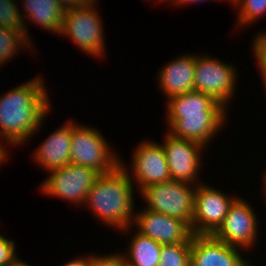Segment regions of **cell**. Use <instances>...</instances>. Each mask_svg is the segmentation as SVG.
Listing matches in <instances>:
<instances>
[{
	"instance_id": "277c9868",
	"label": "cell",
	"mask_w": 266,
	"mask_h": 266,
	"mask_svg": "<svg viewBox=\"0 0 266 266\" xmlns=\"http://www.w3.org/2000/svg\"><path fill=\"white\" fill-rule=\"evenodd\" d=\"M196 187L187 182L170 180L137 191L147 203L144 208L180 219L191 226Z\"/></svg>"
},
{
	"instance_id": "7402d4cb",
	"label": "cell",
	"mask_w": 266,
	"mask_h": 266,
	"mask_svg": "<svg viewBox=\"0 0 266 266\" xmlns=\"http://www.w3.org/2000/svg\"><path fill=\"white\" fill-rule=\"evenodd\" d=\"M231 4L239 9L235 24L241 28L249 27L266 15V0H232Z\"/></svg>"
},
{
	"instance_id": "ffe728a7",
	"label": "cell",
	"mask_w": 266,
	"mask_h": 266,
	"mask_svg": "<svg viewBox=\"0 0 266 266\" xmlns=\"http://www.w3.org/2000/svg\"><path fill=\"white\" fill-rule=\"evenodd\" d=\"M33 47V43H31L20 32L9 28L0 27V66L7 63L8 60L10 61L13 56L16 57L21 48V50L27 48L28 51L30 48V50L35 53Z\"/></svg>"
},
{
	"instance_id": "1f68e13d",
	"label": "cell",
	"mask_w": 266,
	"mask_h": 266,
	"mask_svg": "<svg viewBox=\"0 0 266 266\" xmlns=\"http://www.w3.org/2000/svg\"><path fill=\"white\" fill-rule=\"evenodd\" d=\"M263 180H264V183H263V184H264V186H263V188H264L263 190H264V191H262V192L264 193V195H265L264 197H265V199H266V173H264V178H263ZM265 202H266V201H265Z\"/></svg>"
},
{
	"instance_id": "d4e9b609",
	"label": "cell",
	"mask_w": 266,
	"mask_h": 266,
	"mask_svg": "<svg viewBox=\"0 0 266 266\" xmlns=\"http://www.w3.org/2000/svg\"><path fill=\"white\" fill-rule=\"evenodd\" d=\"M15 248L13 240L0 234V266H10L19 259Z\"/></svg>"
},
{
	"instance_id": "4dcf8cb0",
	"label": "cell",
	"mask_w": 266,
	"mask_h": 266,
	"mask_svg": "<svg viewBox=\"0 0 266 266\" xmlns=\"http://www.w3.org/2000/svg\"><path fill=\"white\" fill-rule=\"evenodd\" d=\"M10 266H31L29 263L27 264L26 261L20 260V258L12 265Z\"/></svg>"
},
{
	"instance_id": "4316f807",
	"label": "cell",
	"mask_w": 266,
	"mask_h": 266,
	"mask_svg": "<svg viewBox=\"0 0 266 266\" xmlns=\"http://www.w3.org/2000/svg\"><path fill=\"white\" fill-rule=\"evenodd\" d=\"M61 266H92V254L75 257Z\"/></svg>"
},
{
	"instance_id": "7c38bea8",
	"label": "cell",
	"mask_w": 266,
	"mask_h": 266,
	"mask_svg": "<svg viewBox=\"0 0 266 266\" xmlns=\"http://www.w3.org/2000/svg\"><path fill=\"white\" fill-rule=\"evenodd\" d=\"M132 225L162 245L192 242L194 235L188 223L146 208L135 212Z\"/></svg>"
},
{
	"instance_id": "83f0119b",
	"label": "cell",
	"mask_w": 266,
	"mask_h": 266,
	"mask_svg": "<svg viewBox=\"0 0 266 266\" xmlns=\"http://www.w3.org/2000/svg\"><path fill=\"white\" fill-rule=\"evenodd\" d=\"M60 6L64 9H73L77 7H82L84 4L88 2L86 0H58Z\"/></svg>"
},
{
	"instance_id": "5bb4252c",
	"label": "cell",
	"mask_w": 266,
	"mask_h": 266,
	"mask_svg": "<svg viewBox=\"0 0 266 266\" xmlns=\"http://www.w3.org/2000/svg\"><path fill=\"white\" fill-rule=\"evenodd\" d=\"M227 113L184 114L168 130L173 136L209 146L219 130H222ZM216 135V136H215Z\"/></svg>"
},
{
	"instance_id": "603a6c76",
	"label": "cell",
	"mask_w": 266,
	"mask_h": 266,
	"mask_svg": "<svg viewBox=\"0 0 266 266\" xmlns=\"http://www.w3.org/2000/svg\"><path fill=\"white\" fill-rule=\"evenodd\" d=\"M191 244L162 245L159 266H191Z\"/></svg>"
},
{
	"instance_id": "6da1fadb",
	"label": "cell",
	"mask_w": 266,
	"mask_h": 266,
	"mask_svg": "<svg viewBox=\"0 0 266 266\" xmlns=\"http://www.w3.org/2000/svg\"><path fill=\"white\" fill-rule=\"evenodd\" d=\"M40 76L0 97V137L9 146L20 147L29 141L51 111L49 92Z\"/></svg>"
},
{
	"instance_id": "e575fe53",
	"label": "cell",
	"mask_w": 266,
	"mask_h": 266,
	"mask_svg": "<svg viewBox=\"0 0 266 266\" xmlns=\"http://www.w3.org/2000/svg\"><path fill=\"white\" fill-rule=\"evenodd\" d=\"M244 266H253L250 261H248Z\"/></svg>"
},
{
	"instance_id": "8fae6325",
	"label": "cell",
	"mask_w": 266,
	"mask_h": 266,
	"mask_svg": "<svg viewBox=\"0 0 266 266\" xmlns=\"http://www.w3.org/2000/svg\"><path fill=\"white\" fill-rule=\"evenodd\" d=\"M249 202L237 197L230 205L223 224L213 234L221 242L247 250L254 248L259 232L257 213Z\"/></svg>"
},
{
	"instance_id": "f546056e",
	"label": "cell",
	"mask_w": 266,
	"mask_h": 266,
	"mask_svg": "<svg viewBox=\"0 0 266 266\" xmlns=\"http://www.w3.org/2000/svg\"><path fill=\"white\" fill-rule=\"evenodd\" d=\"M0 141L2 142L3 140L1 139L0 137ZM0 142V165L2 163H5V161L7 162L8 158L9 157V154L8 153V149H6L3 145V143L1 144Z\"/></svg>"
},
{
	"instance_id": "ba28073f",
	"label": "cell",
	"mask_w": 266,
	"mask_h": 266,
	"mask_svg": "<svg viewBox=\"0 0 266 266\" xmlns=\"http://www.w3.org/2000/svg\"><path fill=\"white\" fill-rule=\"evenodd\" d=\"M206 183L197 185L194 194V214L191 230L194 235H213L223 224L232 196Z\"/></svg>"
},
{
	"instance_id": "3957f363",
	"label": "cell",
	"mask_w": 266,
	"mask_h": 266,
	"mask_svg": "<svg viewBox=\"0 0 266 266\" xmlns=\"http://www.w3.org/2000/svg\"><path fill=\"white\" fill-rule=\"evenodd\" d=\"M96 3H87L82 7L64 10L59 35L69 37L77 48L91 57L105 56V38L102 19Z\"/></svg>"
},
{
	"instance_id": "484cf974",
	"label": "cell",
	"mask_w": 266,
	"mask_h": 266,
	"mask_svg": "<svg viewBox=\"0 0 266 266\" xmlns=\"http://www.w3.org/2000/svg\"><path fill=\"white\" fill-rule=\"evenodd\" d=\"M92 266H128L124 256L119 253L104 255L92 254Z\"/></svg>"
},
{
	"instance_id": "d6986e66",
	"label": "cell",
	"mask_w": 266,
	"mask_h": 266,
	"mask_svg": "<svg viewBox=\"0 0 266 266\" xmlns=\"http://www.w3.org/2000/svg\"><path fill=\"white\" fill-rule=\"evenodd\" d=\"M127 251L121 254L128 266H159L162 244L134 231Z\"/></svg>"
},
{
	"instance_id": "ac0fdd59",
	"label": "cell",
	"mask_w": 266,
	"mask_h": 266,
	"mask_svg": "<svg viewBox=\"0 0 266 266\" xmlns=\"http://www.w3.org/2000/svg\"><path fill=\"white\" fill-rule=\"evenodd\" d=\"M21 1V0H20ZM24 20L32 22L45 31L59 35L64 16V9L58 0H22Z\"/></svg>"
},
{
	"instance_id": "44dd1931",
	"label": "cell",
	"mask_w": 266,
	"mask_h": 266,
	"mask_svg": "<svg viewBox=\"0 0 266 266\" xmlns=\"http://www.w3.org/2000/svg\"><path fill=\"white\" fill-rule=\"evenodd\" d=\"M17 0H0V27L20 32L30 42L28 28L23 18V12L18 8Z\"/></svg>"
},
{
	"instance_id": "836d02e7",
	"label": "cell",
	"mask_w": 266,
	"mask_h": 266,
	"mask_svg": "<svg viewBox=\"0 0 266 266\" xmlns=\"http://www.w3.org/2000/svg\"><path fill=\"white\" fill-rule=\"evenodd\" d=\"M88 3H97L98 4V0H86Z\"/></svg>"
},
{
	"instance_id": "e0dca14e",
	"label": "cell",
	"mask_w": 266,
	"mask_h": 266,
	"mask_svg": "<svg viewBox=\"0 0 266 266\" xmlns=\"http://www.w3.org/2000/svg\"><path fill=\"white\" fill-rule=\"evenodd\" d=\"M166 123L169 129L184 114L228 113L227 108L205 93L191 91L166 99Z\"/></svg>"
},
{
	"instance_id": "f1b7e54d",
	"label": "cell",
	"mask_w": 266,
	"mask_h": 266,
	"mask_svg": "<svg viewBox=\"0 0 266 266\" xmlns=\"http://www.w3.org/2000/svg\"><path fill=\"white\" fill-rule=\"evenodd\" d=\"M206 2V1H208V0H176L173 4L175 5V6H179V7H181V6H185V5H188L189 3H201V2ZM213 1H215V0H213ZM219 1H224V0H219ZM225 1H227V3H228V0H225ZM230 2H232V0H229V3ZM185 4V5H184Z\"/></svg>"
},
{
	"instance_id": "8992f818",
	"label": "cell",
	"mask_w": 266,
	"mask_h": 266,
	"mask_svg": "<svg viewBox=\"0 0 266 266\" xmlns=\"http://www.w3.org/2000/svg\"><path fill=\"white\" fill-rule=\"evenodd\" d=\"M238 74L233 64L217 60L206 53L196 55L194 91L210 95L229 109L227 105L235 96Z\"/></svg>"
},
{
	"instance_id": "cb8c5ba5",
	"label": "cell",
	"mask_w": 266,
	"mask_h": 266,
	"mask_svg": "<svg viewBox=\"0 0 266 266\" xmlns=\"http://www.w3.org/2000/svg\"><path fill=\"white\" fill-rule=\"evenodd\" d=\"M254 42H252L253 47L252 52L256 61V65L259 66V74L261 73V78L263 79V88L266 91V32H258L255 35Z\"/></svg>"
},
{
	"instance_id": "9c48e42d",
	"label": "cell",
	"mask_w": 266,
	"mask_h": 266,
	"mask_svg": "<svg viewBox=\"0 0 266 266\" xmlns=\"http://www.w3.org/2000/svg\"><path fill=\"white\" fill-rule=\"evenodd\" d=\"M134 149L131 167H127L123 160L120 164L129 173L130 180L135 183L140 192L152 184L171 180L164 149L161 143L153 140L141 141ZM131 172H130V171ZM132 175H131V174Z\"/></svg>"
},
{
	"instance_id": "9a60e30c",
	"label": "cell",
	"mask_w": 266,
	"mask_h": 266,
	"mask_svg": "<svg viewBox=\"0 0 266 266\" xmlns=\"http://www.w3.org/2000/svg\"><path fill=\"white\" fill-rule=\"evenodd\" d=\"M73 120L64 123L61 127L54 129L52 134L39 144V147L34 150L33 160L38 163L46 172L65 167L71 163V139L73 132Z\"/></svg>"
},
{
	"instance_id": "5b68a950",
	"label": "cell",
	"mask_w": 266,
	"mask_h": 266,
	"mask_svg": "<svg viewBox=\"0 0 266 266\" xmlns=\"http://www.w3.org/2000/svg\"><path fill=\"white\" fill-rule=\"evenodd\" d=\"M109 146L98 129L73 121L71 163L90 167L100 174L111 172L121 159Z\"/></svg>"
},
{
	"instance_id": "4fadbf2b",
	"label": "cell",
	"mask_w": 266,
	"mask_h": 266,
	"mask_svg": "<svg viewBox=\"0 0 266 266\" xmlns=\"http://www.w3.org/2000/svg\"><path fill=\"white\" fill-rule=\"evenodd\" d=\"M241 250L213 235H193L190 263L191 266H244L249 260L243 257Z\"/></svg>"
},
{
	"instance_id": "52a82bcc",
	"label": "cell",
	"mask_w": 266,
	"mask_h": 266,
	"mask_svg": "<svg viewBox=\"0 0 266 266\" xmlns=\"http://www.w3.org/2000/svg\"><path fill=\"white\" fill-rule=\"evenodd\" d=\"M48 173L47 179L40 184L41 193L75 203L78 209L83 207L87 193L100 176L95 169L73 163L52 169Z\"/></svg>"
},
{
	"instance_id": "d6a6232c",
	"label": "cell",
	"mask_w": 266,
	"mask_h": 266,
	"mask_svg": "<svg viewBox=\"0 0 266 266\" xmlns=\"http://www.w3.org/2000/svg\"><path fill=\"white\" fill-rule=\"evenodd\" d=\"M158 1H159V2L170 1L169 3H172V4H173L176 0H157V2H158Z\"/></svg>"
},
{
	"instance_id": "2e32d148",
	"label": "cell",
	"mask_w": 266,
	"mask_h": 266,
	"mask_svg": "<svg viewBox=\"0 0 266 266\" xmlns=\"http://www.w3.org/2000/svg\"><path fill=\"white\" fill-rule=\"evenodd\" d=\"M196 54H186L167 62L159 73L157 85L164 96L171 98L180 94L194 91Z\"/></svg>"
},
{
	"instance_id": "7a4b0ae2",
	"label": "cell",
	"mask_w": 266,
	"mask_h": 266,
	"mask_svg": "<svg viewBox=\"0 0 266 266\" xmlns=\"http://www.w3.org/2000/svg\"><path fill=\"white\" fill-rule=\"evenodd\" d=\"M133 185L129 173L119 164L113 171L100 174L87 193L83 207L90 208L95 218L108 227L118 229L119 233H130L134 230L136 200Z\"/></svg>"
},
{
	"instance_id": "30bf717a",
	"label": "cell",
	"mask_w": 266,
	"mask_h": 266,
	"mask_svg": "<svg viewBox=\"0 0 266 266\" xmlns=\"http://www.w3.org/2000/svg\"><path fill=\"white\" fill-rule=\"evenodd\" d=\"M163 138L161 145L165 152L171 180L196 186L203 183V180L200 182L199 171L202 167L201 159H203L201 153L207 147L192 140L175 137L170 132H166Z\"/></svg>"
}]
</instances>
